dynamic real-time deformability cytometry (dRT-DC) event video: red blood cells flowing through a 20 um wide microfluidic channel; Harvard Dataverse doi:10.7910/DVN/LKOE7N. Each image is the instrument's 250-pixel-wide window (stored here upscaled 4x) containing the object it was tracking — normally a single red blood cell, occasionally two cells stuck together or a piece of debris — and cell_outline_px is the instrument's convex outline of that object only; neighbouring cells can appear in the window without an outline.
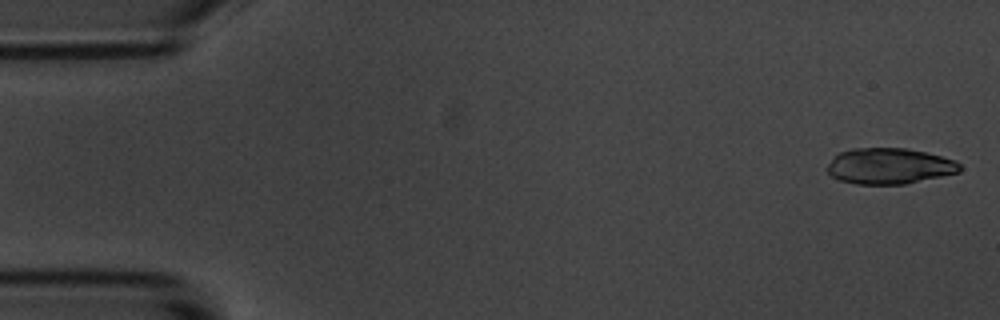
{"species": "common noctule bat (a hibernating species)", "species_latin": "Nyctalus noctula", "temperature_condition": "room temperature", "stored_images_in_passage": 5, "camera_frame_rate_fps": 3000, "um_per_image_px": 0.085, "animal": {"sex": "male", "body_mass_g": 20.1, "forearm_length_mm": 53.5}, "frame": {"image": 1, "passage_image": 1, "time_ms": 0.0, "image_size_px": [1000, 320], "cell_outline_px": [[960, 172], [904, 184], [856, 184], [840, 180], [832, 176], [828, 172], [828, 164], [840, 152], [852, 148], [908, 148], [956, 160], [960, 164]], "centroid_in_image_um": [75.6, 14.11], "position_along_channel_um": 9.4, "area_um2": 27.51}}